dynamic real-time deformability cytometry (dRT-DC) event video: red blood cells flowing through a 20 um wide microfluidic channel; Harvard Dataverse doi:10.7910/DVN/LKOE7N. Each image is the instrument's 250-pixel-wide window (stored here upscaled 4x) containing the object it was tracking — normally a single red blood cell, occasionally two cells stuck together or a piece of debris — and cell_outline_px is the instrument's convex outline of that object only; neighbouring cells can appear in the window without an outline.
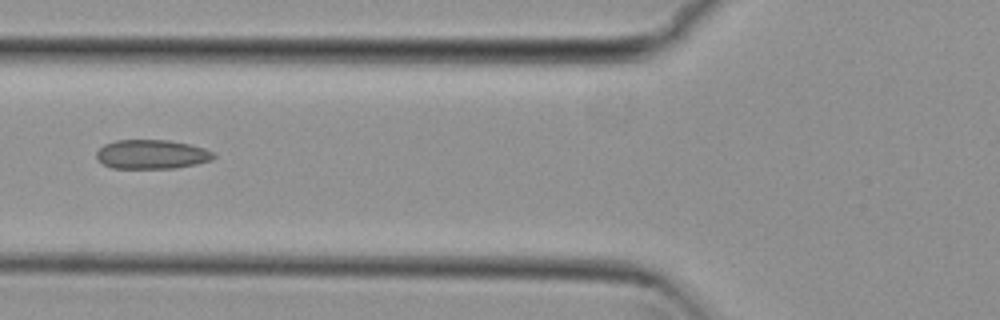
{"species": "common noctule bat (a hibernating species)", "species_latin": "Nyctalus noctula", "temperature_condition": "cold", "stored_images_in_passage": 5, "camera_frame_rate_fps": 3000, "um_per_image_px": 0.085, "animal": {"sex": "female", "body_mass_g": 29.2, "forearm_length_mm": 56.3}, "frame": {"image": 1, "passage_image": 5, "time_ms": 1.333, "image_size_px": [1000, 320], "cell_outline_px": [[216, 156], [212, 160], [196, 164], [176, 168], [112, 168], [96, 160], [96, 152], [104, 144], [116, 140], [168, 140], [188, 144], [204, 148], [216, 152]], "centroid_in_image_um": [12.91, 13.12], "position_along_channel_um": 112.9, "area_um2": 20.06}}